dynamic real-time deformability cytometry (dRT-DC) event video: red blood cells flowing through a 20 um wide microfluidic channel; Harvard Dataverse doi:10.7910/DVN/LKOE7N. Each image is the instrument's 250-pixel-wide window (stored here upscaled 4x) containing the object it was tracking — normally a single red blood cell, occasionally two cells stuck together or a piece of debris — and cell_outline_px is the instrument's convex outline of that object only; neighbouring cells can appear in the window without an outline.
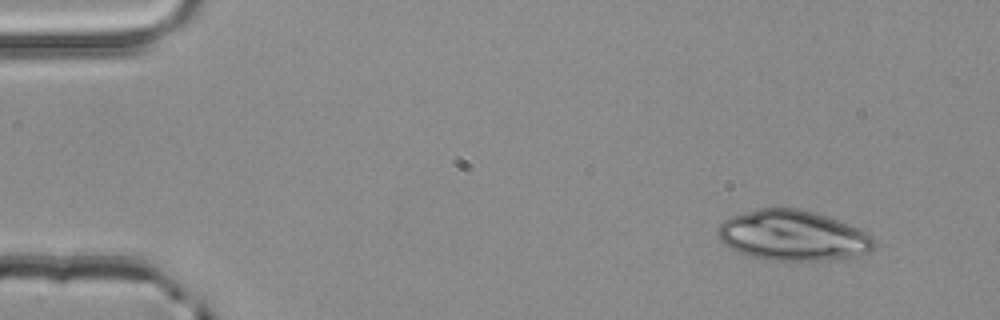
{"species": "common noctule bat (a hibernating species)", "species_latin": "Nyctalus noctula", "temperature_condition": "room temperature", "stored_images_in_passage": 3, "camera_frame_rate_fps": 3000, "um_per_image_px": 0.085, "animal": {"sex": "male", "body_mass_g": 20.4}, "frame": {"image": 1, "passage_image": 1, "time_ms": 0.0, "image_size_px": [1000, 320], "cell_outline_px": [[876, 248], [868, 252], [852, 256], [828, 260], [764, 260], [748, 256], [724, 244], [716, 236], [716, 228], [728, 216], [756, 208], [796, 208], [828, 216], [848, 224], [872, 236], [876, 244]], "centroid_in_image_um": [67.33, 20.01], "position_along_channel_um": 17.7, "area_um2": 45.95}}